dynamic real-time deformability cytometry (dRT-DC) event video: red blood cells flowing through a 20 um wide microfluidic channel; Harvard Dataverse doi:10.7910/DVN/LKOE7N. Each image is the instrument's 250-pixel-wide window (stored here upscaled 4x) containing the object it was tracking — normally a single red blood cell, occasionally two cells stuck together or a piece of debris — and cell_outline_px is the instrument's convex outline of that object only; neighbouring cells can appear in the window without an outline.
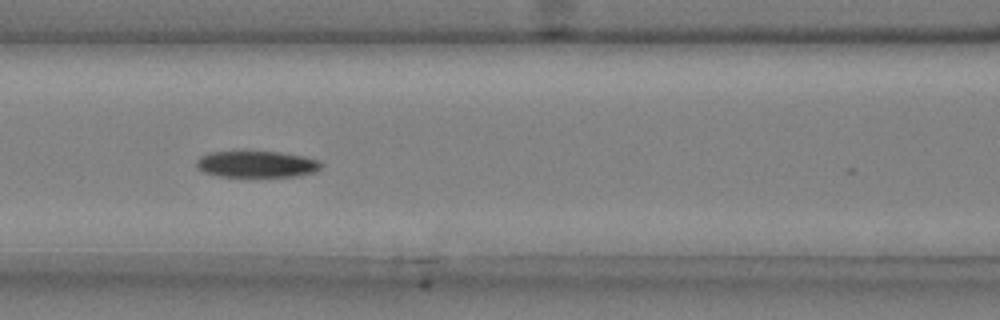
{"species": "common noctule bat (a hibernating species)", "species_latin": "Nyctalus noctula", "temperature_condition": "cold", "stored_images_in_passage": 21, "camera_frame_rate_fps": 3000, "um_per_image_px": 0.085, "animal": {"sex": "male", "body_mass_g": 20.4}, "frame": {"image": 1, "passage_image": 15, "time_ms": 4.667, "image_size_px": [1000, 320], "cell_outline_px": [[324, 164], [316, 172], [296, 176], [216, 176], [204, 172], [196, 168], [196, 160], [200, 156], [208, 152], [280, 152], [304, 156], [320, 160]], "centroid_in_image_um": [21.83, 13.95], "position_along_channel_um": 144.8, "area_um2": 19.31}}